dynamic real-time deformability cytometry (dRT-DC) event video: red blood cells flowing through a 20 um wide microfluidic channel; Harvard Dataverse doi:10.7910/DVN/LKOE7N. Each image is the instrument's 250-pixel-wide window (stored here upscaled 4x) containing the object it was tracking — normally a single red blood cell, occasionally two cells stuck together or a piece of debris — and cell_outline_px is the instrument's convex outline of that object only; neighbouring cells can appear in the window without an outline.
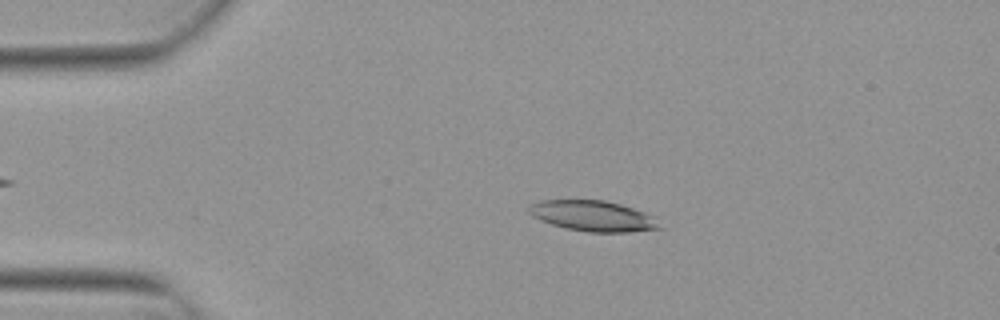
{"species": "Egyptian fruit bat (a non-hibernating species)", "species_latin": "Rousettus aegyptiacus", "temperature_condition": "warm", "stored_images_in_passage": 38, "camera_frame_rate_fps": 3000, "um_per_image_px": 0.085, "animal": {"sex": "female"}, "frame": {"image": 1, "passage_image": 3, "time_ms": 0.667, "image_size_px": [1000, 320], "cell_outline_px": [[664, 228], [628, 232], [588, 232], [568, 228], [552, 224], [540, 220], [532, 216], [528, 212], [528, 208], [532, 204], [540, 200], [604, 200], [620, 204], [644, 212], [652, 216]], "centroid_in_image_um": [50.4, 18.35], "position_along_channel_um": 34.6, "area_um2": 23.12}}
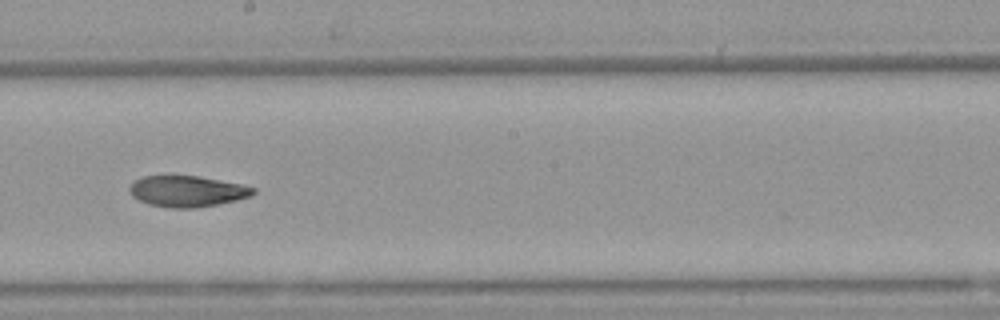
{"frame": {"image": 2, "passage_image": 22, "time_ms": 7.0, "image_size_px": [1000, 320], "cell_outline_px": [[256, 192], [252, 196], [236, 200], [196, 208], [168, 208], [148, 204], [132, 196], [128, 192], [128, 188], [132, 180], [140, 176], [196, 176], [240, 184], [256, 188]], "centroid_in_image_um": [15.86, 16.26], "position_along_channel_um": 232.3, "area_um2": 22.48}}
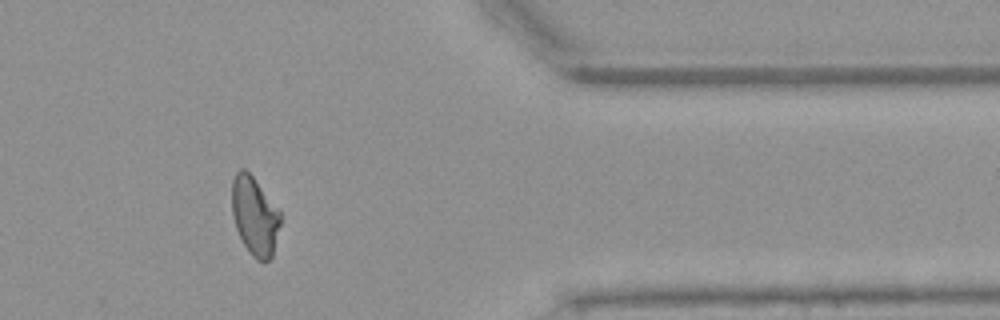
{"frame": {"image": 3, "passage_image": 36, "time_ms": 11.667, "image_size_px": [1000, 320], "cell_outline_px": [[280, 224], [272, 256], [268, 260], [256, 260], [248, 252], [236, 228], [232, 216], [232, 180], [236, 172], [240, 168], [244, 168], [252, 176], [280, 212]], "centroid_in_image_um": [21.62, 18.36], "position_along_channel_um": 389.8, "area_um2": 21.85}, "authors_computed_cell_mechanics": {"area_um2": 23.0044, "velocity_mm_per_s": 3.8246, "shape_relaxation_time_tau1_ms": null, "shape_relaxation_time_tau2_ms": 4.3505, "deformation_change_tau1": null, "deformation_change_tau2": 0.0929}}